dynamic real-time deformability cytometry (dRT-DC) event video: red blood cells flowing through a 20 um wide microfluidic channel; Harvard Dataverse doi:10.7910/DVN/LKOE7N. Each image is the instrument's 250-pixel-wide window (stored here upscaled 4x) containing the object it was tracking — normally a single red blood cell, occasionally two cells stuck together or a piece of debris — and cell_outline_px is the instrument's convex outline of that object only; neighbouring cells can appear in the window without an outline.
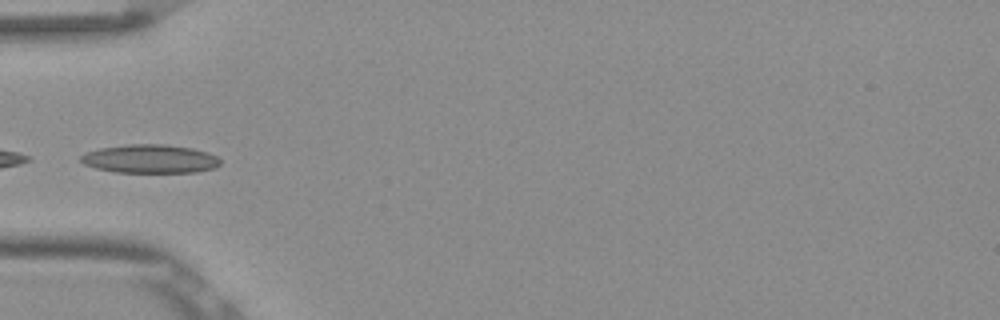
{"species": "Egyptian fruit bat (a non-hibernating species)", "species_latin": "Rousettus aegyptiacus", "temperature_condition": "room temperature", "stored_images_in_passage": 36, "camera_frame_rate_fps": 3000, "um_per_image_px": 0.085, "frame": {"image": 1, "passage_image": 1, "time_ms": 0.0, "image_size_px": [1000, 320], "cell_outline_px": [[220, 164], [216, 168], [196, 172], [116, 172], [96, 168], [84, 164], [80, 160], [80, 156], [84, 152], [100, 148], [128, 144], [168, 144], [192, 148], [216, 156], [220, 160]], "centroid_in_image_um": [12.74, 13.5], "position_along_channel_um": 72.3, "area_um2": 23.24}}
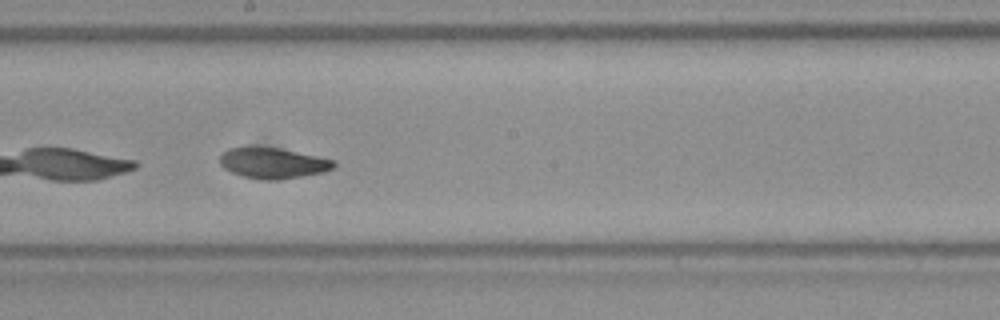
{"frame": {"image": 2, "passage_image": 13, "time_ms": 4.0, "image_size_px": [1000, 320], "cell_outline_px": [[336, 164], [332, 168], [324, 172], [304, 176], [276, 180], [268, 180], [244, 176], [232, 172], [224, 168], [220, 164], [220, 156], [228, 148], [256, 144], [280, 148], [336, 160]], "centroid_in_image_um": [23.18, 13.82], "position_along_channel_um": 225.0, "area_um2": 20.81}}
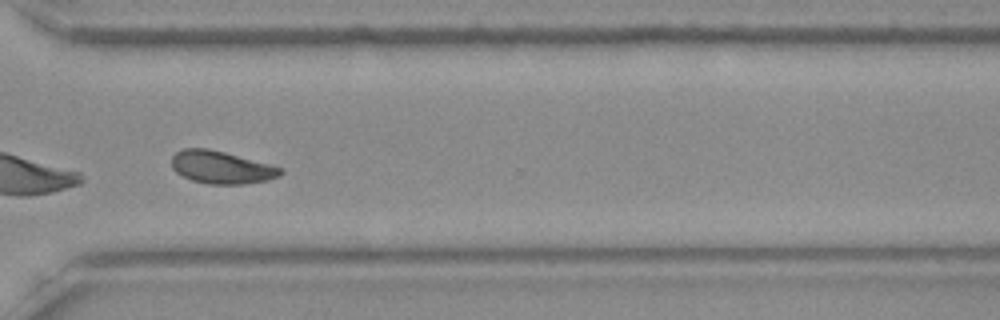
{"frame": {"image": 3, "passage_image": 23, "time_ms": 7.333, "image_size_px": [1000, 320], "cell_outline_px": [[284, 172], [280, 176], [268, 180], [244, 184], [208, 184], [192, 180], [176, 172], [172, 168], [172, 156], [176, 152], [184, 148], [208, 148], [224, 152], [284, 168]], "centroid_in_image_um": [18.83, 14.22], "position_along_channel_um": 351.8, "area_um2": 20.69}, "authors_computed_cell_mechanics": {"area_um2": 20.6346, "velocity_mm_per_s": 3.8024, "shape_relaxation_time_tau1_ms": 4.6467, "shape_relaxation_time_tau2_ms": 3.0879, "deformation_change_tau1": 0.1131, "deformation_change_tau2": 0.0726}}